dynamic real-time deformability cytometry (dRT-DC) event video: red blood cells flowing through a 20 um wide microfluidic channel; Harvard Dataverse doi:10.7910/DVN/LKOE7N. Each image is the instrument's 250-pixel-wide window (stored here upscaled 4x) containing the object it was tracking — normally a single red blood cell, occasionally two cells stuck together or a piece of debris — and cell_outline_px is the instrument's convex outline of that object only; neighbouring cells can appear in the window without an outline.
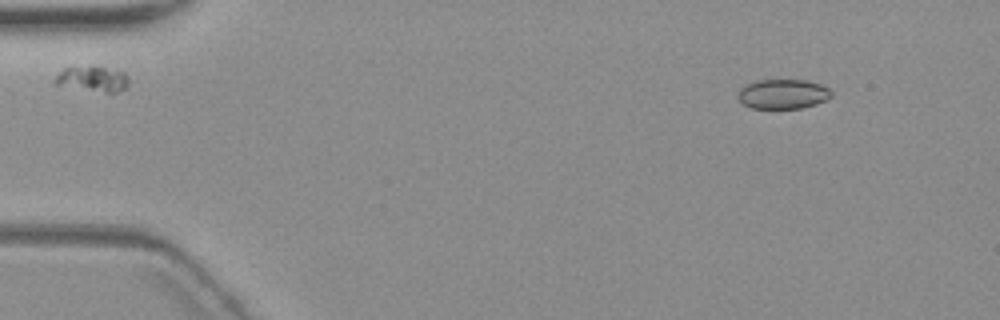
{"species": "common noctule bat (a hibernating species)", "species_latin": "Nyctalus noctula", "temperature_condition": "warm", "stored_images_in_passage": 5, "camera_frame_rate_fps": 3000, "um_per_image_px": 0.085, "animal": {"sex": "female", "body_mass_g": 19.3, "forearm_length_mm": 54.1}, "frame": {"image": 1, "passage_image": 2, "time_ms": 1.333, "image_size_px": [1000, 320], "cell_outline_px": [[832, 96], [828, 100], [804, 108], [752, 108], [744, 104], [736, 96], [740, 88], [744, 84], [756, 80], [808, 80], [820, 84], [828, 88], [832, 92]], "centroid_in_image_um": [66.55, 7.98], "position_along_channel_um": 18.4, "area_um2": 16.36}}
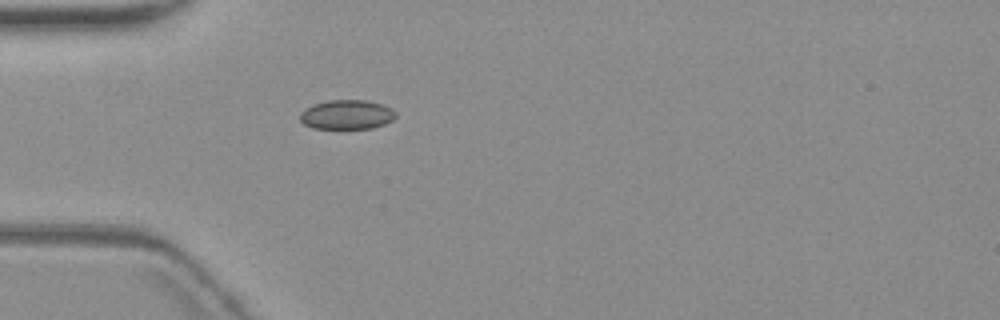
{"frame": {"image": 2, "passage_image": 5, "time_ms": 5.0, "image_size_px": [1000, 320], "cell_outline_px": [[396, 116], [392, 120], [384, 124], [372, 128], [312, 128], [304, 124], [300, 120], [300, 112], [304, 108], [312, 104], [328, 100], [368, 100], [384, 104], [392, 108], [396, 112]], "centroid_in_image_um": [29.48, 9.72], "position_along_channel_um": 55.5, "area_um2": 16.59}}